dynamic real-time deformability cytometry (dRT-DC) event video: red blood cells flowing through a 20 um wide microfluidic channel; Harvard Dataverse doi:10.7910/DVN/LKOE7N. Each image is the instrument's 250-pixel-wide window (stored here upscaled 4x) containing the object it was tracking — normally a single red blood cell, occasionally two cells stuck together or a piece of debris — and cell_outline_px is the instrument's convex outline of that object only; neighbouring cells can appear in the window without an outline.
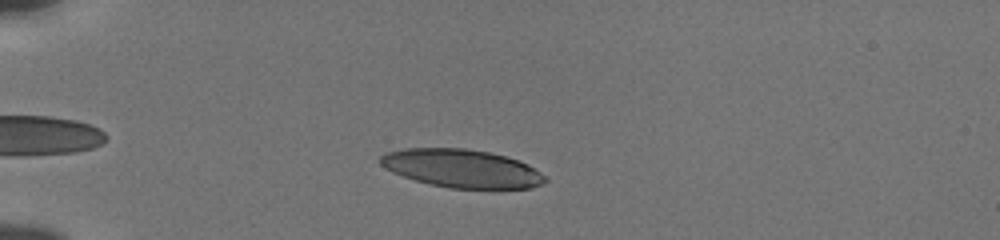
{"species": "human", "species_latin": "Homo sapiens", "temperature_condition": "cold", "stored_images_in_passage": 43, "camera_frame_rate_fps": 3000, "um_per_image_px": 0.085, "donor": {"sex": "male"}, "frame": {"image": 1, "passage_image": 9, "time_ms": 2.667, "image_size_px": [1000, 240], "cell_outline_px": [[548, 180], [532, 188], [452, 188], [428, 184], [392, 172], [384, 168], [380, 164], [380, 156], [388, 152], [404, 148], [464, 148], [488, 152], [504, 156], [528, 164], [540, 172]], "centroid_in_image_um": [39.22, 14.31], "position_along_channel_um": 45.8, "area_um2": 36.41}}
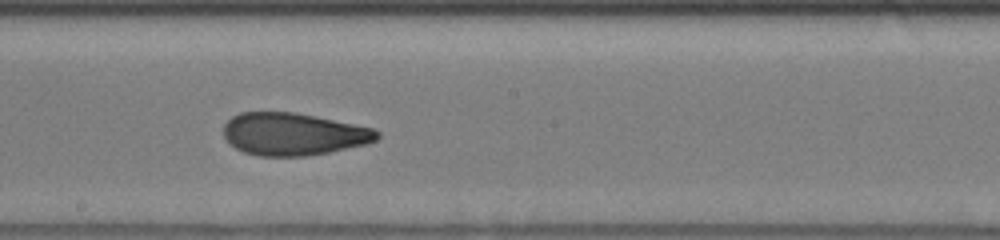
{"frame": {"image": 2, "passage_image": 26, "time_ms": 8.333, "image_size_px": [1000, 240], "cell_outline_px": [[380, 136], [376, 140], [368, 144], [308, 156], [260, 156], [244, 152], [236, 148], [224, 136], [224, 124], [232, 116], [240, 112], [296, 112], [316, 116], [372, 128], [380, 132]], "centroid_in_image_um": [24.95, 11.39], "position_along_channel_um": 223.3, "area_um2": 37.92}}
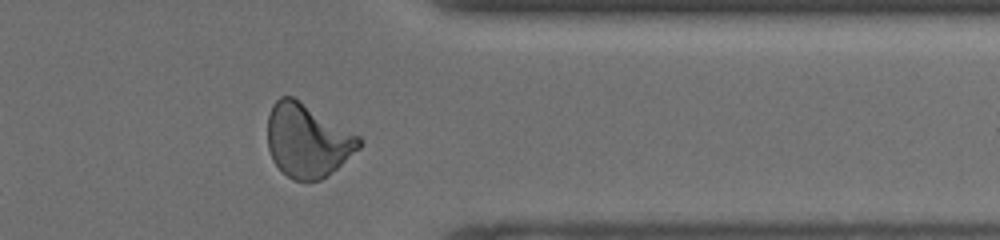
{"frame": {"image": 3, "passage_image": 39, "time_ms": 12.667, "image_size_px": [1000, 240], "cell_outline_px": [[364, 140], [360, 148], [336, 168], [320, 180], [292, 180], [272, 160], [268, 148], [268, 112], [272, 104], [280, 96], [292, 96], [360, 136]], "centroid_in_image_um": [26.12, 11.93], "position_along_channel_um": 385.3, "area_um2": 38.9}, "authors_computed_cell_mechanics": {"area_um2": 38.0902, "velocity_mm_per_s": 3.8344, "shape_relaxation_time_tau1_ms": 5.9118, "shape_relaxation_time_tau2_ms": 1.3571, "deformation_change_tau1": 0.1951, "deformation_change_tau2": 0.0814}}